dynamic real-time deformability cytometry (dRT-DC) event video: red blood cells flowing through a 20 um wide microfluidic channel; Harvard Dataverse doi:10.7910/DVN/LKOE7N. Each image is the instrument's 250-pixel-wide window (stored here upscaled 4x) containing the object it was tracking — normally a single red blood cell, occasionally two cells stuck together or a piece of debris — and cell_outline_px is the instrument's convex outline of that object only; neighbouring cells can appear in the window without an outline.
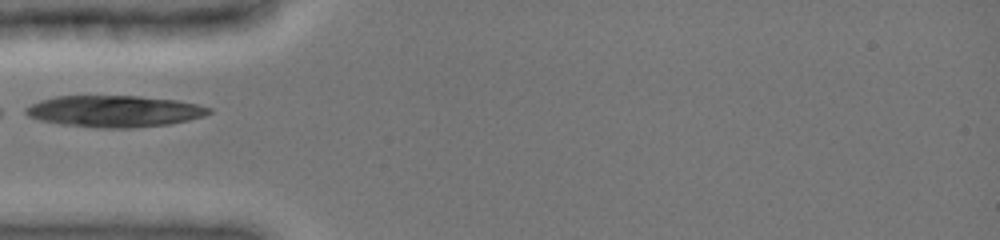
{"species": "common noctule bat (a hibernating species)", "species_latin": "Nyctalus noctula", "temperature_condition": "cold", "stored_images_in_passage": 15, "camera_frame_rate_fps": 3000, "um_per_image_px": 0.085, "animal": {"sex": "female", "body_mass_g": 19.0, "forearm_length_mm": 51.5}, "frame": {"image": 1, "passage_image": 1, "time_ms": 0.0, "image_size_px": [1000, 240], "cell_outline_px": [[212, 112], [204, 116], [188, 120], [168, 124], [132, 128], [96, 128], [60, 124], [40, 120], [28, 116], [24, 112], [24, 108], [40, 100], [56, 96], [140, 96], [176, 100], [196, 104], [212, 108]], "centroid_in_image_um": [9.71, 9.46], "position_along_channel_um": 75.3, "area_um2": 33.76}}
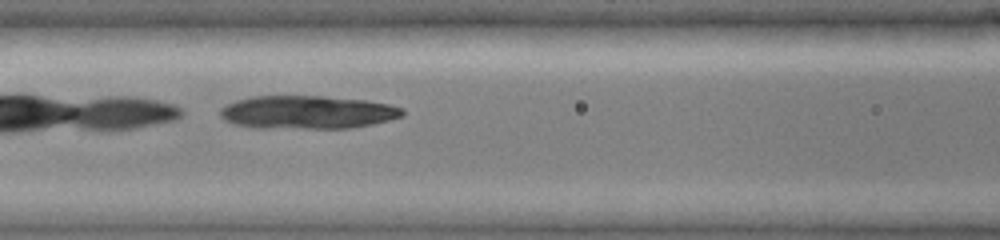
{"frame": {"image": 2, "passage_image": 3, "time_ms": 1.667, "image_size_px": [1000, 240], "cell_outline_px": [[404, 116], [372, 124], [352, 128], [252, 128], [232, 124], [224, 120], [220, 116], [220, 108], [236, 100], [252, 96], [324, 96], [364, 100], [388, 104], [404, 108]], "centroid_in_image_um": [26.1, 9.55], "position_along_channel_um": 140.5, "area_um2": 35.55}}
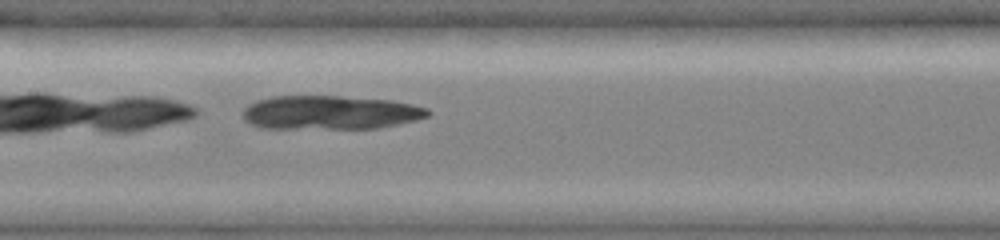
{"frame": {"image": 3, "passage_image": 5, "time_ms": 2.667, "image_size_px": [1000, 240], "cell_outline_px": [[432, 112], [428, 116], [416, 120], [400, 124], [380, 128], [260, 128], [244, 120], [244, 108], [248, 104], [256, 100], [272, 96], [340, 96], [392, 100], [412, 104], [428, 108]], "centroid_in_image_um": [28.09, 9.56], "position_along_channel_um": 179.3, "area_um2": 36.7}}